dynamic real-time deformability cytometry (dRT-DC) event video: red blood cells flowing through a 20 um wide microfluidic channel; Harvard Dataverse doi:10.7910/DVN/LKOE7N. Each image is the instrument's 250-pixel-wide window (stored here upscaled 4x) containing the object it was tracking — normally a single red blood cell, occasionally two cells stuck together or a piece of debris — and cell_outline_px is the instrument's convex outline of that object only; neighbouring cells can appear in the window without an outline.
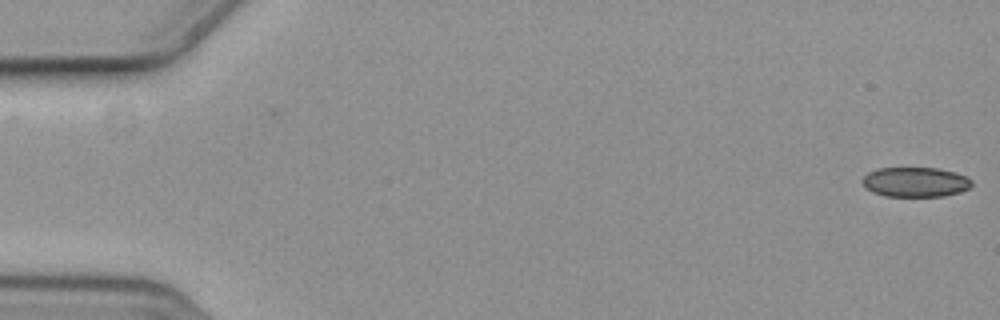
{"species": "common noctule bat (a hibernating species)", "species_latin": "Nyctalus noctula", "temperature_condition": "cold", "stored_images_in_passage": 57, "camera_frame_rate_fps": 3000, "um_per_image_px": 0.085, "animal": {"sex": "female", "body_mass_g": 19.3, "forearm_length_mm": 54.1}, "frame": {"image": 1, "passage_image": 1, "time_ms": 0.0, "image_size_px": [1000, 320], "cell_outline_px": [[972, 184], [968, 188], [960, 192], [944, 196], [888, 196], [872, 192], [860, 180], [868, 172], [876, 168], [936, 168], [956, 172], [972, 180]], "centroid_in_image_um": [77.8, 15.47], "position_along_channel_um": 7.2, "area_um2": 18.9}}
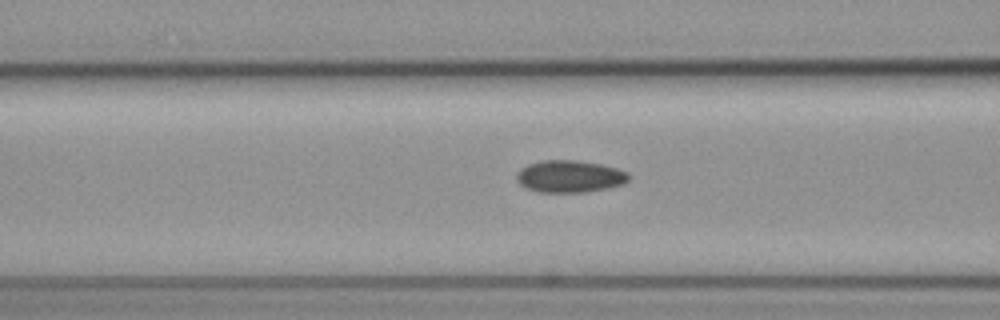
{"frame": {"image": 2, "passage_image": 23, "time_ms": 7.333, "image_size_px": [1000, 320], "cell_outline_px": [[628, 180], [624, 184], [608, 188], [584, 192], [540, 192], [528, 188], [520, 184], [516, 180], [516, 172], [520, 168], [528, 164], [544, 160], [580, 160], [600, 164], [616, 168], [628, 172]], "centroid_in_image_um": [48.41, 14.99], "position_along_channel_um": 118.2, "area_um2": 21.04}}
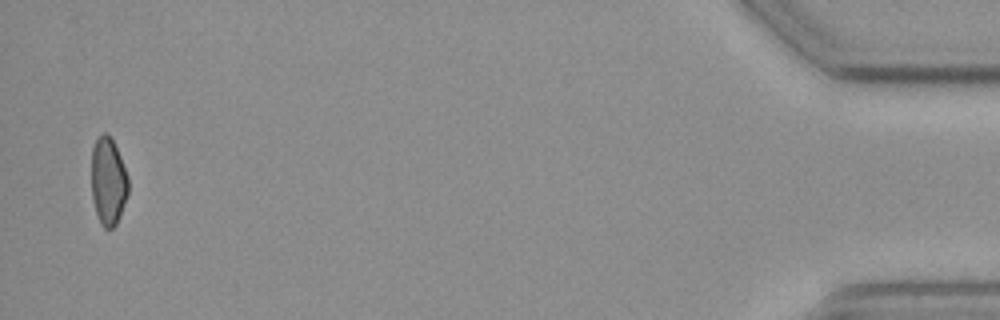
{"frame": {"image": 3, "passage_image": 56, "time_ms": 18.333, "image_size_px": [1000, 320], "cell_outline_px": [[128, 192], [120, 216], [116, 224], [112, 228], [104, 228], [100, 224], [92, 200], [92, 148], [96, 140], [104, 132], [108, 132], [120, 156], [128, 176]], "centroid_in_image_um": [9.19, 15.42], "position_along_channel_um": 426.0, "area_um2": 18.73}, "authors_computed_cell_mechanics": {"area_um2": 20.23, "velocity_mm_per_s": 3.6531, "shape_relaxation_time_tau1_ms": null, "shape_relaxation_time_tau2_ms": 7.5825, "deformation_change_tau1": null, "deformation_change_tau2": 0.1058}}